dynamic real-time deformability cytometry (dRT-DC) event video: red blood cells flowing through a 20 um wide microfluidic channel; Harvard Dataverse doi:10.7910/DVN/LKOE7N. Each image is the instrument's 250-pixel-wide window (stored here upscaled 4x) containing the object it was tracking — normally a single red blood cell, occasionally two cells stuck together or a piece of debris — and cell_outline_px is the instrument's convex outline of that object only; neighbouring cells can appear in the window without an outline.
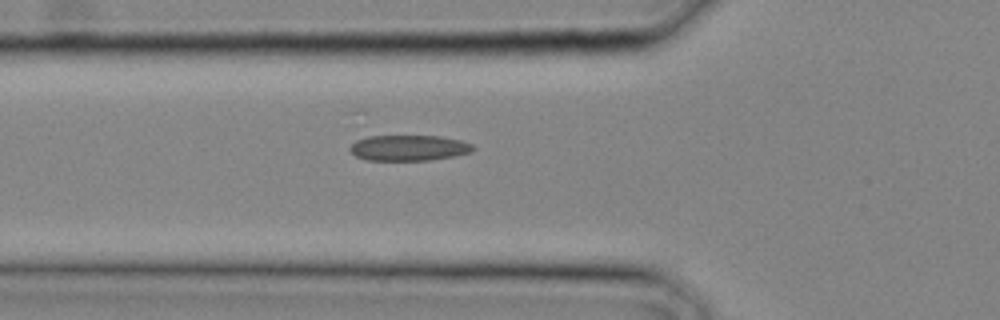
{"species": "common noctule bat (a hibernating species)", "species_latin": "Nyctalus noctula", "temperature_condition": "cold", "stored_images_in_passage": 15, "camera_frame_rate_fps": 3000, "um_per_image_px": 0.085, "animal": {"sex": "male", "body_mass_g": 20.4}, "frame": {"image": 1, "passage_image": 11, "time_ms": 3.333, "image_size_px": [1000, 320], "cell_outline_px": [[476, 148], [472, 152], [456, 156], [428, 160], [368, 160], [356, 156], [348, 148], [356, 140], [368, 136], [440, 136], [460, 140], [472, 144]], "centroid_in_image_um": [34.78, 12.57], "position_along_channel_um": 91.0, "area_um2": 18.44}}
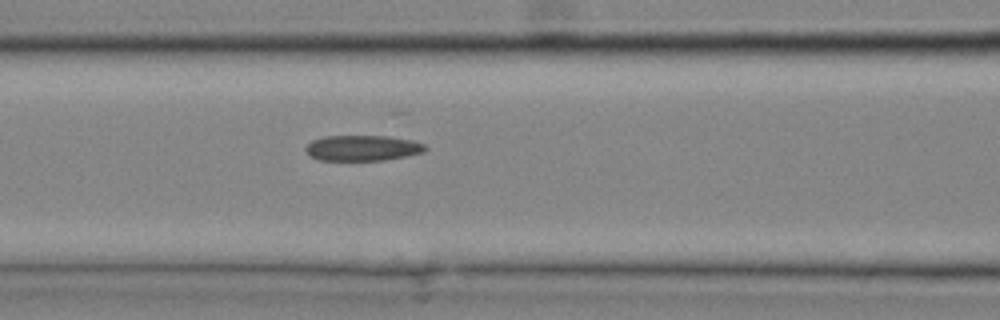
{"frame": {"image": 2, "passage_image": 13, "time_ms": 4.0, "image_size_px": [1000, 320], "cell_outline_px": [[428, 148], [424, 152], [384, 160], [320, 160], [308, 156], [304, 148], [312, 140], [324, 136], [388, 136], [412, 140], [424, 144]], "centroid_in_image_um": [30.79, 12.58], "position_along_channel_um": 135.8, "area_um2": 17.86}}
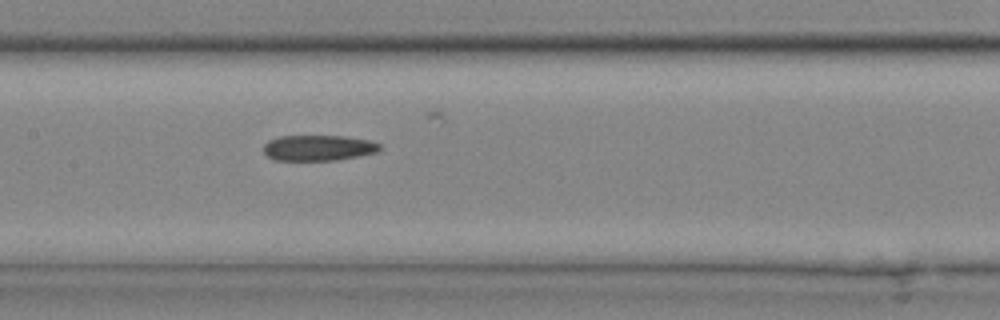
{"frame": {"image": 3, "passage_image": 15, "time_ms": 4.667, "image_size_px": [1000, 320], "cell_outline_px": [[384, 148], [376, 152], [360, 156], [336, 160], [276, 160], [268, 156], [264, 152], [264, 144], [268, 140], [280, 136], [344, 136], [368, 140], [380, 144]], "centroid_in_image_um": [27.08, 12.57], "position_along_channel_um": 180.3, "area_um2": 17.4}}